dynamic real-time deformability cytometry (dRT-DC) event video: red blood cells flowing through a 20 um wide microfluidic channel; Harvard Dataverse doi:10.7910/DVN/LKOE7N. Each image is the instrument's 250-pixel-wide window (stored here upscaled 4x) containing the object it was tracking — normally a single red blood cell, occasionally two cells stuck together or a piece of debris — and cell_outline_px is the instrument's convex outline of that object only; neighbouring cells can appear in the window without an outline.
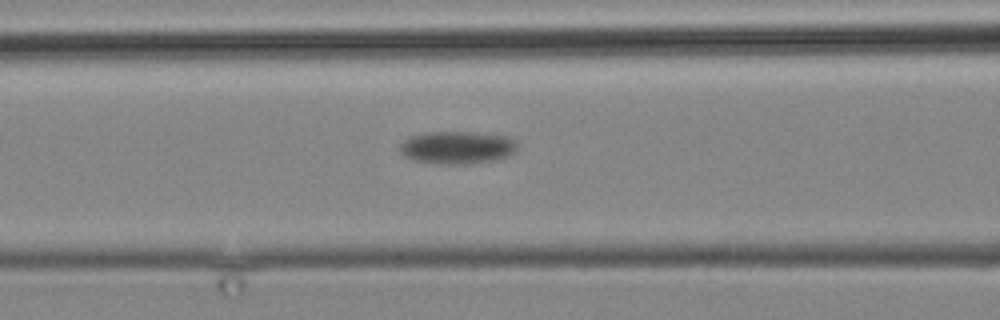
{"species": "common noctule bat (a hibernating species)", "species_latin": "Nyctalus noctula", "temperature_condition": "cold", "stored_images_in_passage": 10, "camera_frame_rate_fps": 3000, "um_per_image_px": 0.085, "animal": {"sex": "male", "body_mass_g": 19.2, "forearm_length_mm": 51.8}, "frame": {"image": 1, "passage_image": 7, "time_ms": 7.667, "image_size_px": [1000, 320], "cell_outline_px": [[520, 144], [516, 152], [508, 156], [496, 160], [468, 164], [436, 164], [412, 160], [404, 156], [400, 152], [400, 144], [404, 140], [412, 136], [424, 132], [472, 132], [508, 136], [516, 140]], "centroid_in_image_um": [38.91, 12.54], "position_along_channel_um": 127.7, "area_um2": 22.83}}
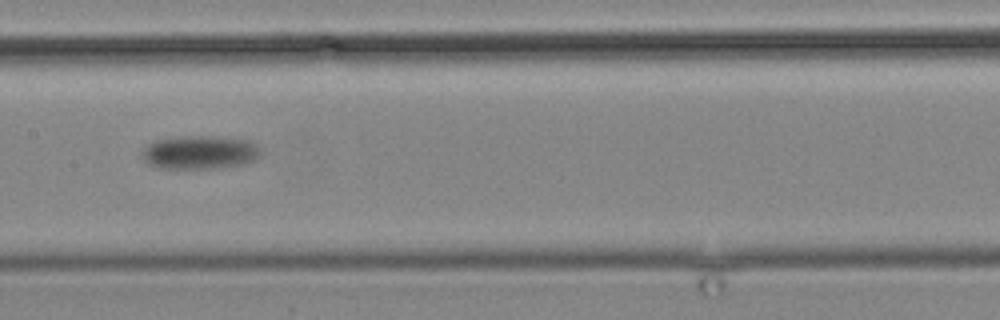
{"frame": {"image": 2, "passage_image": 9, "time_ms": 10.0, "image_size_px": [1000, 320], "cell_outline_px": [[260, 156], [256, 160], [248, 164], [220, 168], [160, 168], [148, 164], [140, 156], [140, 152], [148, 144], [156, 140], [184, 136], [212, 136], [248, 140], [256, 144], [260, 148]], "centroid_in_image_um": [17.0, 12.96], "position_along_channel_um": 190.4, "area_um2": 23.47}}